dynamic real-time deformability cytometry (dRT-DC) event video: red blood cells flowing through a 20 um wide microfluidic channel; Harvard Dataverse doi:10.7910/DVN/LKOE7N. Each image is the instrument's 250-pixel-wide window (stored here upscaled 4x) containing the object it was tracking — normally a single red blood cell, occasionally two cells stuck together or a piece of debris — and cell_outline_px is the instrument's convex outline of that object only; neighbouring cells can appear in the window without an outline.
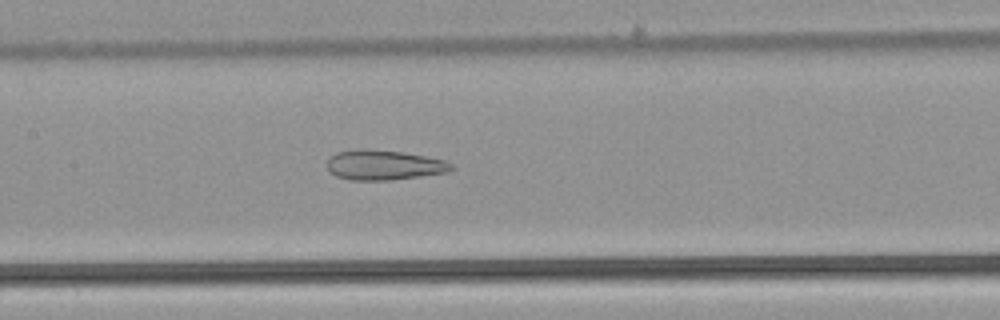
{"species": "common noctule bat (a hibernating species)", "species_latin": "Nyctalus noctula", "temperature_condition": "warm", "stored_images_in_passage": 51, "camera_frame_rate_fps": 3000, "um_per_image_px": 0.085, "animal": {"sex": "male", "body_mass_g": 21.5, "forearm_length_mm": 52.0}, "frame": {"image": 1, "passage_image": 24, "time_ms": 7.667, "image_size_px": [1000, 320], "cell_outline_px": [[456, 168], [448, 172], [420, 176], [388, 180], [352, 180], [336, 176], [328, 172], [328, 160], [336, 152], [364, 148], [400, 152], [424, 156], [444, 160], [452, 164]], "centroid_in_image_um": [32.63, 14.03], "position_along_channel_um": 174.8, "area_um2": 21.56}}
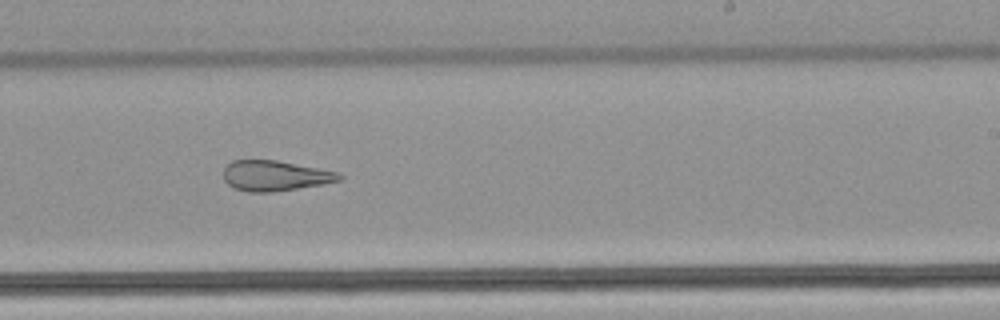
{"frame": {"image": 2, "passage_image": 31, "time_ms": 10.0, "image_size_px": [1000, 320], "cell_outline_px": [[344, 176], [340, 180], [324, 184], [268, 192], [248, 192], [236, 188], [228, 184], [224, 180], [224, 168], [232, 160], [276, 160], [336, 172]], "centroid_in_image_um": [23.35, 14.93], "position_along_channel_um": 265.7, "area_um2": 20.11}}
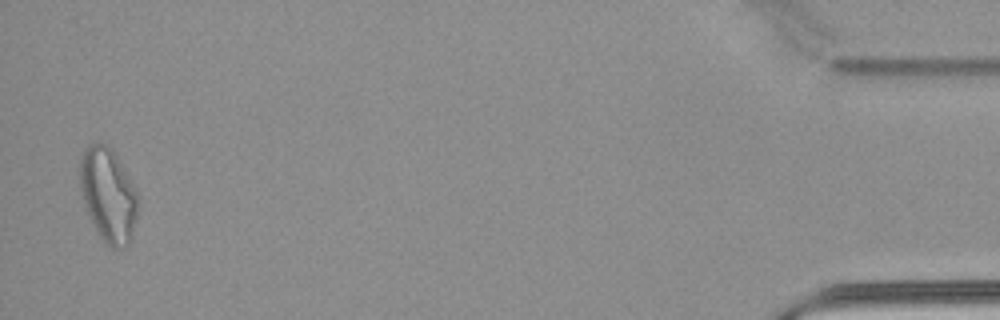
{"frame": {"image": 3, "passage_image": 50, "time_ms": 16.333, "image_size_px": [1000, 320], "cell_outline_px": [[140, 208], [132, 240], [124, 248], [112, 248], [104, 244], [96, 232], [92, 224], [84, 204], [80, 192], [80, 156], [84, 148], [88, 144], [96, 140], [100, 140], [108, 144], [112, 148], [132, 184], [140, 200]], "centroid_in_image_um": [9.2, 16.58], "position_along_channel_um": 426.0, "area_um2": 32.83}, "authors_computed_cell_mechanics": {"area_um2": 26.9348, "velocity_mm_per_s": 3.9205, "shape_relaxation_time_tau1_ms": null, "shape_relaxation_time_tau2_ms": 2.2932, "deformation_change_tau1": null, "deformation_change_tau2": 0.1219}}